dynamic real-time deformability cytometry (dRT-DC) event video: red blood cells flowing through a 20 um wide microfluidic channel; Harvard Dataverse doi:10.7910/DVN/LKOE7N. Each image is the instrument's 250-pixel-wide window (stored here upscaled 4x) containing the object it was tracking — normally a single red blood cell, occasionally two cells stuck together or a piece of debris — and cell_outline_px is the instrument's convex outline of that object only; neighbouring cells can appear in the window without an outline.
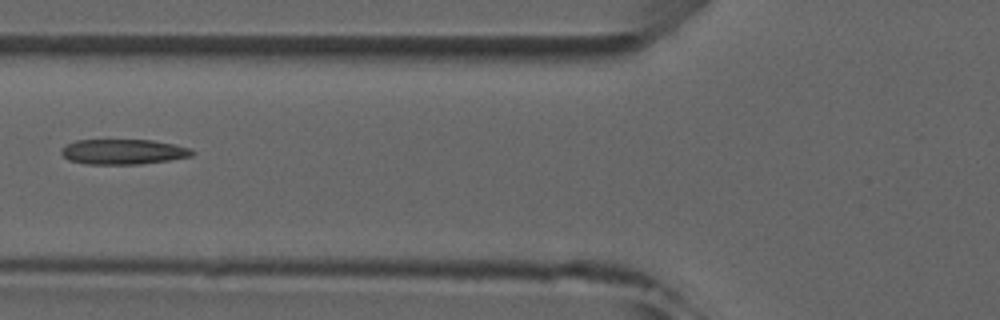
{"species": "common noctule bat (a hibernating species)", "species_latin": "Nyctalus noctula", "temperature_condition": "room temperature", "stored_images_in_passage": 3, "camera_frame_rate_fps": 3000, "um_per_image_px": 0.085, "animal": {"sex": "male", "forearm_length_mm": 52.5}, "frame": {"image": 1, "passage_image": 3, "time_ms": 2.333, "image_size_px": [1000, 320], "cell_outline_px": [[196, 152], [192, 156], [168, 160], [140, 164], [84, 164], [68, 160], [60, 152], [60, 148], [76, 140], [152, 140], [176, 144], [192, 148]], "centroid_in_image_um": [10.49, 12.9], "position_along_channel_um": 115.3, "area_um2": 19.36}}